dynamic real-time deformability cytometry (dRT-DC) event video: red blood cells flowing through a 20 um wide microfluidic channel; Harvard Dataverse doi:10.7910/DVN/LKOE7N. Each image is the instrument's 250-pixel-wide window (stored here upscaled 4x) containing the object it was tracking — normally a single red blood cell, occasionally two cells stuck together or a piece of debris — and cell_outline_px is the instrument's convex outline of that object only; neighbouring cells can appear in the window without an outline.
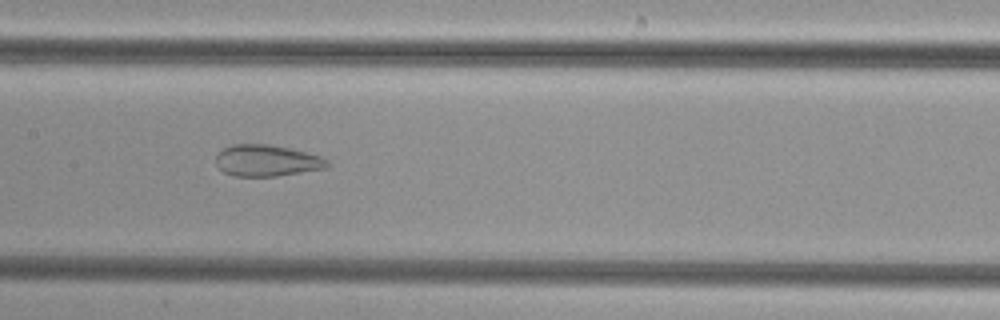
{"species": "common noctule bat (a hibernating species)", "species_latin": "Nyctalus noctula", "temperature_condition": "cold", "stored_images_in_passage": 40, "camera_frame_rate_fps": 3000, "um_per_image_px": 0.085, "animal": {"sex": "female", "body_mass_g": 29.2, "forearm_length_mm": 56.3}, "frame": {"image": 1, "passage_image": 15, "time_ms": 4.667, "image_size_px": [1000, 320], "cell_outline_px": [[332, 164], [328, 168], [276, 176], [236, 176], [224, 172], [216, 164], [216, 152], [232, 144], [268, 144], [288, 148], [320, 156], [328, 160]], "centroid_in_image_um": [22.68, 13.65], "position_along_channel_um": 184.7, "area_um2": 20.46}}
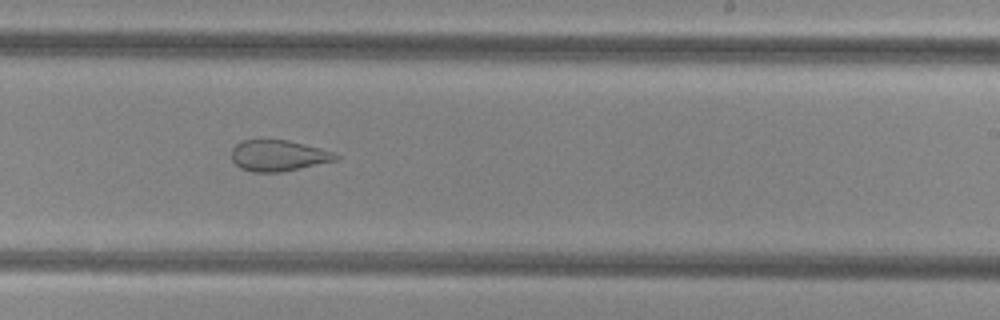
{"frame": {"image": 2, "passage_image": 21, "time_ms": 6.667, "image_size_px": [1000, 320], "cell_outline_px": [[340, 160], [280, 172], [252, 172], [240, 168], [232, 160], [232, 148], [240, 140], [288, 140], [336, 152], [340, 156]], "centroid_in_image_um": [23.69, 13.23], "position_along_channel_um": 265.3, "area_um2": 19.02}}
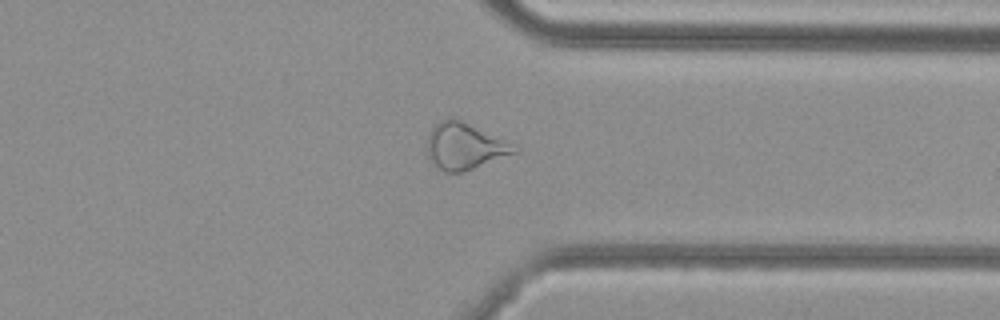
{"frame": {"image": 3, "passage_image": 29, "time_ms": 9.333, "image_size_px": [1000, 320], "cell_outline_px": [[520, 148], [516, 152], [472, 168], [460, 172], [444, 172], [432, 164], [428, 156], [428, 132], [440, 120], [448, 116], [452, 116]], "centroid_in_image_um": [39.41, 12.41], "position_along_channel_um": 372.0, "area_um2": 23.06}}